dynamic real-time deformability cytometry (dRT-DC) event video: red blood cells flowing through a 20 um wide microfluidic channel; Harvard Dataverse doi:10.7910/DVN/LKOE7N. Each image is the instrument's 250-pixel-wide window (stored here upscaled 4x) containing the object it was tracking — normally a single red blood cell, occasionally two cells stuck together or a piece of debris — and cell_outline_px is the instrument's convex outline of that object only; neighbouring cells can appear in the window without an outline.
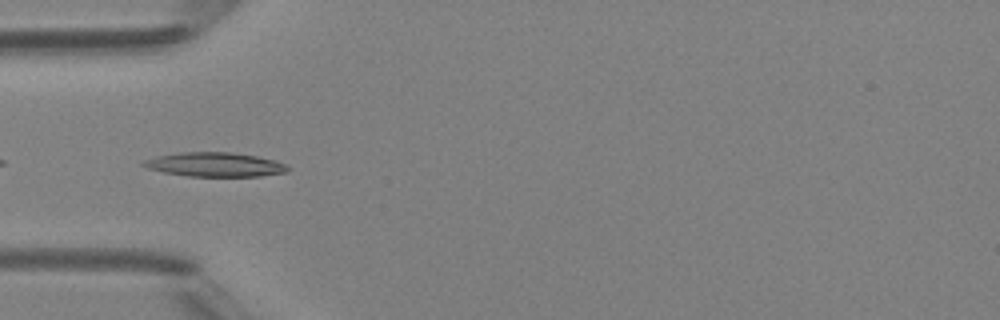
{"species": "Egyptian fruit bat (a non-hibernating species)", "species_latin": "Rousettus aegyptiacus", "temperature_condition": "room temperature", "stored_images_in_passage": 6, "camera_frame_rate_fps": 3000, "um_per_image_px": 0.085, "animal": {"sex": "female"}, "frame": {"image": 1, "passage_image": 5, "time_ms": 4.667, "image_size_px": [1000, 320], "cell_outline_px": [[288, 172], [260, 176], [188, 176], [164, 172], [148, 168], [140, 164], [144, 160], [156, 156], [180, 152], [228, 152], [256, 156], [276, 160], [288, 164]], "centroid_in_image_um": [18.29, 13.98], "position_along_channel_um": 66.7, "area_um2": 20.35}}
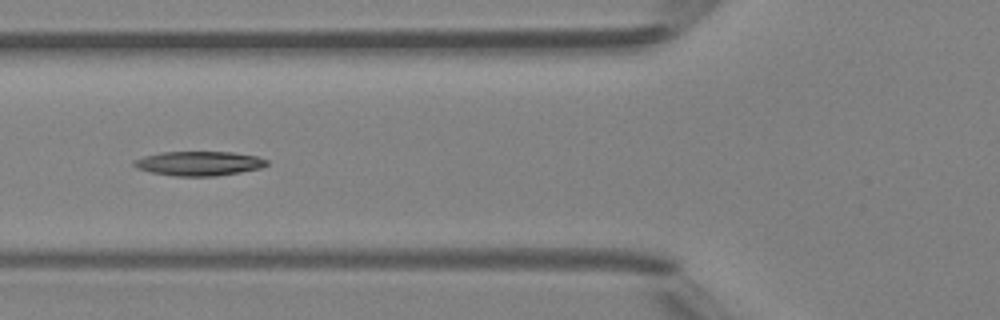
{"frame": {"image": 2, "passage_image": 6, "time_ms": 5.667, "image_size_px": [1000, 320], "cell_outline_px": [[268, 164], [260, 168], [240, 172], [216, 176], [176, 176], [152, 172], [136, 168], [132, 164], [132, 160], [144, 156], [160, 152], [232, 152], [256, 156], [268, 160]], "centroid_in_image_um": [16.89, 13.89], "position_along_channel_um": 108.9, "area_um2": 18.84}}